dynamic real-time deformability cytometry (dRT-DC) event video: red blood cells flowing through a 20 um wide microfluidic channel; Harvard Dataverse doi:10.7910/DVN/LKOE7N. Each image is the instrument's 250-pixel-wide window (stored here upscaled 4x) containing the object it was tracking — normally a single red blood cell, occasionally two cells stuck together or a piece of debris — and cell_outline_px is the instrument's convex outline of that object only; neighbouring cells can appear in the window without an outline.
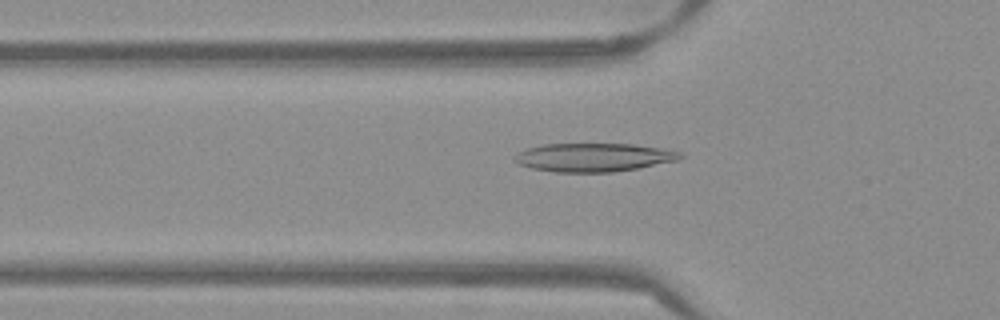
{"species": "Egyptian fruit bat (a non-hibernating species)", "species_latin": "Rousettus aegyptiacus", "temperature_condition": "warm", "stored_images_in_passage": 52, "camera_frame_rate_fps": 3000, "um_per_image_px": 0.085, "frame": {"image": 1, "passage_image": 17, "time_ms": 5.333, "image_size_px": [1000, 320], "cell_outline_px": [[684, 156], [676, 160], [636, 168], [612, 172], [556, 172], [532, 168], [520, 164], [512, 156], [528, 148], [544, 144], [636, 144], [680, 152]], "centroid_in_image_um": [50.44, 13.37], "position_along_channel_um": 75.4, "area_um2": 27.05}}
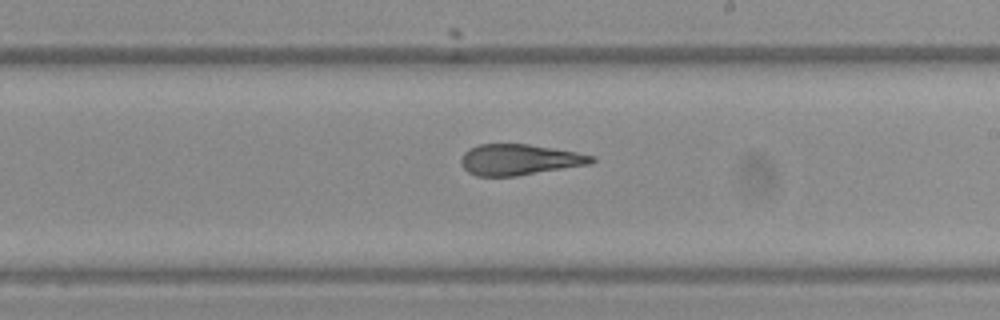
{"frame": {"image": 2, "passage_image": 30, "time_ms": 9.667, "image_size_px": [1000, 320], "cell_outline_px": [[596, 160], [592, 164], [516, 176], [476, 176], [468, 172], [460, 164], [460, 160], [464, 152], [468, 148], [480, 144], [528, 144], [576, 152], [596, 156]], "centroid_in_image_um": [44.15, 13.57], "position_along_channel_um": 244.9, "area_um2": 23.64}}
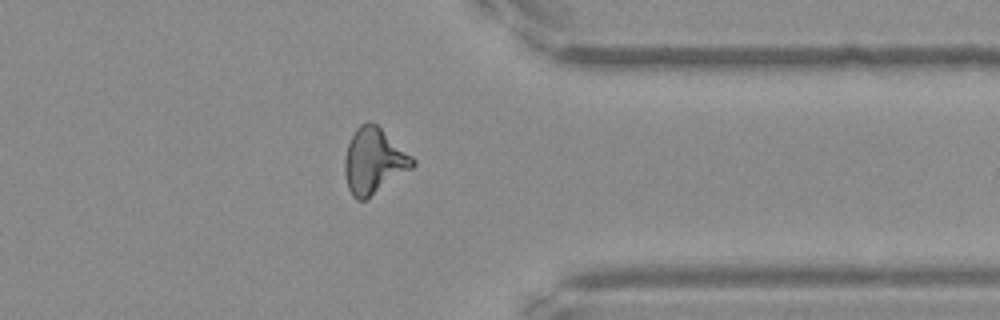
{"frame": {"image": 3, "passage_image": 41, "time_ms": 13.333, "image_size_px": [1000, 320], "cell_outline_px": [[416, 164], [412, 168], [364, 200], [356, 200], [352, 196], [348, 188], [344, 172], [344, 160], [348, 144], [356, 128], [360, 124], [368, 120], [376, 124], [412, 156], [416, 160]], "centroid_in_image_um": [31.76, 13.67], "position_along_channel_um": 379.6, "area_um2": 25.66}, "authors_computed_cell_mechanics": {"area_um2": 24.854, "velocity_mm_per_s": 3.8912, "shape_relaxation_time_tau1_ms": null, "shape_relaxation_time_tau2_ms": 2.2329, "deformation_change_tau1": null, "deformation_change_tau2": 0.1113}}